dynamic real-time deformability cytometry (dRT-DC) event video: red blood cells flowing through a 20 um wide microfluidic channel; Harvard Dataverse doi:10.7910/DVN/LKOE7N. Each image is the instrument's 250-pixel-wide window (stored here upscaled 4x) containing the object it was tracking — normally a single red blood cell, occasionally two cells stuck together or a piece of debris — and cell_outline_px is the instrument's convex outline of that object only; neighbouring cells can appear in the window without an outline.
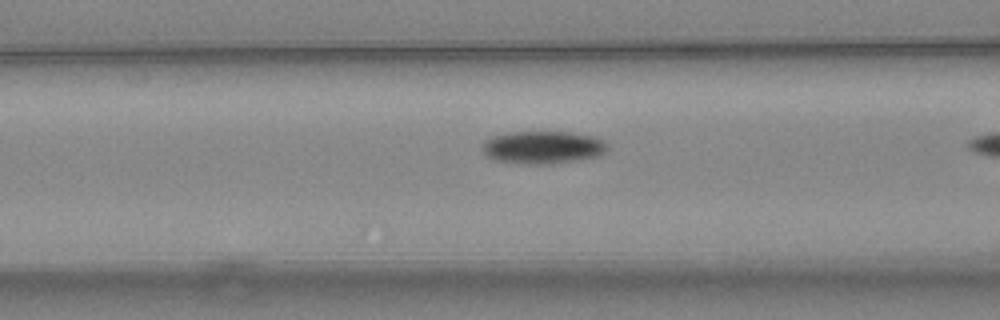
{"species": "common noctule bat (a hibernating species)", "species_latin": "Nyctalus noctula", "temperature_condition": "warm", "stored_images_in_passage": 9, "camera_frame_rate_fps": 3000, "um_per_image_px": 0.085, "animal": {"sex": "female", "body_mass_g": 24.6, "forearm_length_mm": 56.2}, "frame": {"image": 1, "passage_image": 8, "time_ms": 2.333, "image_size_px": [1000, 320], "cell_outline_px": [[608, 148], [600, 156], [580, 160], [548, 164], [528, 164], [496, 160], [488, 156], [484, 152], [480, 144], [484, 140], [492, 136], [508, 132], [572, 132], [592, 136], [604, 140], [608, 144]], "centroid_in_image_um": [46.16, 12.52], "position_along_channel_um": 120.4, "area_um2": 24.04}}